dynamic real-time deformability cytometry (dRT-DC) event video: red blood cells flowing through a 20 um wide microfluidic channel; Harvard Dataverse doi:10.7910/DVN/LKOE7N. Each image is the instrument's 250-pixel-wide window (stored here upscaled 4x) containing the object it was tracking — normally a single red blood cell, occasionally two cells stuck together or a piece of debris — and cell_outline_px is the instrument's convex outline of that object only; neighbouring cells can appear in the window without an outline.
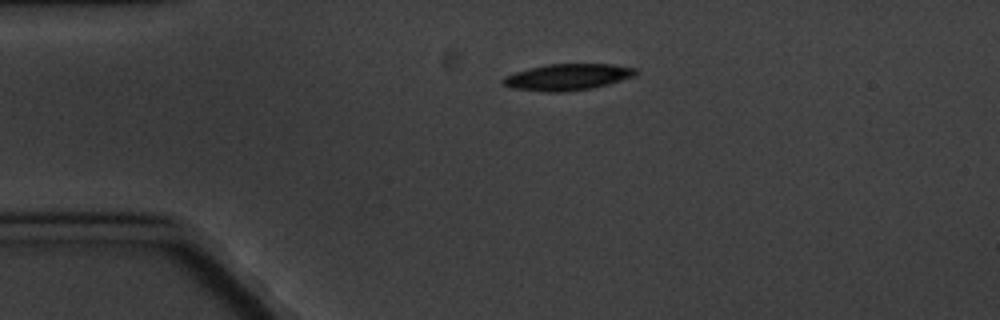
{"species": "common noctule bat (a hibernating species)", "species_latin": "Nyctalus noctula", "temperature_condition": "cold", "stored_images_in_passage": 2, "camera_frame_rate_fps": 3000, "um_per_image_px": 0.085, "animal": {"sex": "male", "body_mass_g": 20.1, "forearm_length_mm": 53.5}, "frame": {"image": 1, "passage_image": 1, "time_ms": 0.0, "image_size_px": [1000, 320], "cell_outline_px": [[640, 72], [636, 76], [608, 84], [592, 88], [556, 92], [548, 92], [512, 88], [500, 84], [500, 80], [504, 76], [516, 72], [548, 64], [612, 64], [636, 68]], "centroid_in_image_um": [48.26, 6.54], "position_along_channel_um": 36.7, "area_um2": 20.4}}